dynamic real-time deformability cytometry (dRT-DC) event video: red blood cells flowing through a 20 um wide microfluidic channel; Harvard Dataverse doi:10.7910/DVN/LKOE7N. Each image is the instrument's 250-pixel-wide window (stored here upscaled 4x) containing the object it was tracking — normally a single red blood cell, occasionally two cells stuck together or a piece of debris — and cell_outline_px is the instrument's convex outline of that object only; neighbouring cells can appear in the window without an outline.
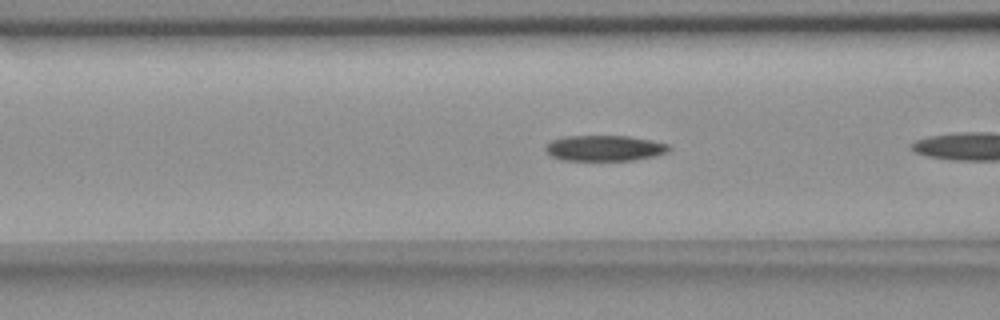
{"species": "common noctule bat (a hibernating species)", "species_latin": "Nyctalus noctula", "temperature_condition": "room temperature", "stored_images_in_passage": 7, "camera_frame_rate_fps": 3000, "um_per_image_px": 0.085, "animal": {"sex": "female", "body_mass_g": 18.4}, "frame": {"image": 1, "passage_image": 5, "time_ms": 1.333, "image_size_px": [1000, 320], "cell_outline_px": [[672, 148], [668, 152], [656, 156], [632, 160], [560, 160], [552, 156], [544, 148], [552, 140], [564, 136], [628, 136], [652, 140], [668, 144]], "centroid_in_image_um": [51.42, 12.59], "position_along_channel_um": 115.2, "area_um2": 18.5}}